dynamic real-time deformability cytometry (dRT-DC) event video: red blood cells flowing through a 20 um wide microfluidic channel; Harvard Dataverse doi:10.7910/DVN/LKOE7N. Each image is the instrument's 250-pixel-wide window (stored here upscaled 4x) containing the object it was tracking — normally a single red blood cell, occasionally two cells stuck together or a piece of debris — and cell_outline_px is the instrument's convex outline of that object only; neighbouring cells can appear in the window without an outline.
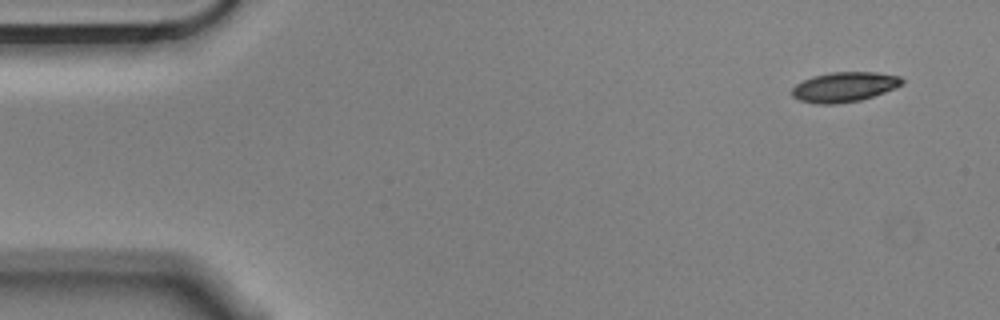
{"species": "Egyptian fruit bat (a non-hibernating species)", "species_latin": "Rousettus aegyptiacus", "temperature_condition": "cold", "stored_images_in_passage": 8, "camera_frame_rate_fps": 3000, "um_per_image_px": 0.085, "animal": {"sex": "male"}, "frame": {"image": 1, "passage_image": 1, "time_ms": 0.0, "image_size_px": [1000, 320], "cell_outline_px": [[904, 84], [896, 88], [860, 100], [836, 104], [816, 104], [800, 100], [792, 96], [792, 88], [796, 84], [812, 76], [832, 72], [876, 72], [900, 76], [904, 80]], "centroid_in_image_um": [71.78, 7.39], "position_along_channel_um": 13.2, "area_um2": 19.19}}
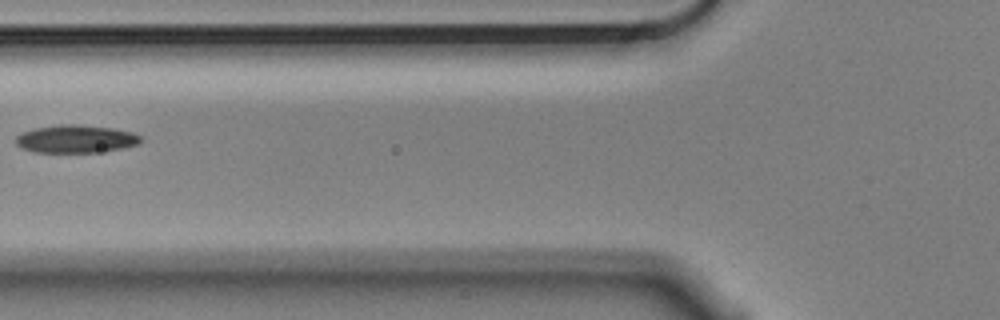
{"frame": {"image": 2, "passage_image": 6, "time_ms": 1.667, "image_size_px": [1000, 320], "cell_outline_px": [[140, 144], [120, 148], [96, 152], [32, 152], [16, 144], [16, 136], [24, 132], [36, 128], [60, 124], [76, 124], [112, 128], [132, 132], [140, 136]], "centroid_in_image_um": [6.44, 11.8], "position_along_channel_um": 119.4, "area_um2": 20.0}}
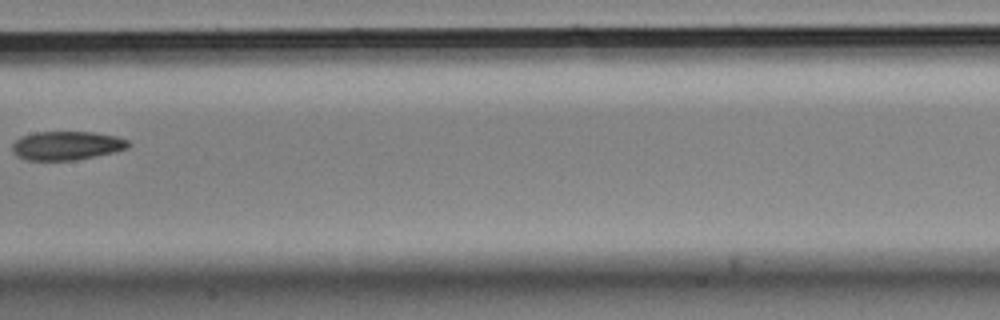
{"frame": {"image": 3, "passage_image": 8, "time_ms": 2.333, "image_size_px": [1000, 320], "cell_outline_px": [[132, 144], [128, 148], [116, 152], [76, 160], [24, 160], [16, 156], [12, 152], [12, 144], [20, 136], [36, 132], [92, 132], [116, 136], [128, 140]], "centroid_in_image_um": [5.67, 12.38], "position_along_channel_um": 201.7, "area_um2": 19.71}}